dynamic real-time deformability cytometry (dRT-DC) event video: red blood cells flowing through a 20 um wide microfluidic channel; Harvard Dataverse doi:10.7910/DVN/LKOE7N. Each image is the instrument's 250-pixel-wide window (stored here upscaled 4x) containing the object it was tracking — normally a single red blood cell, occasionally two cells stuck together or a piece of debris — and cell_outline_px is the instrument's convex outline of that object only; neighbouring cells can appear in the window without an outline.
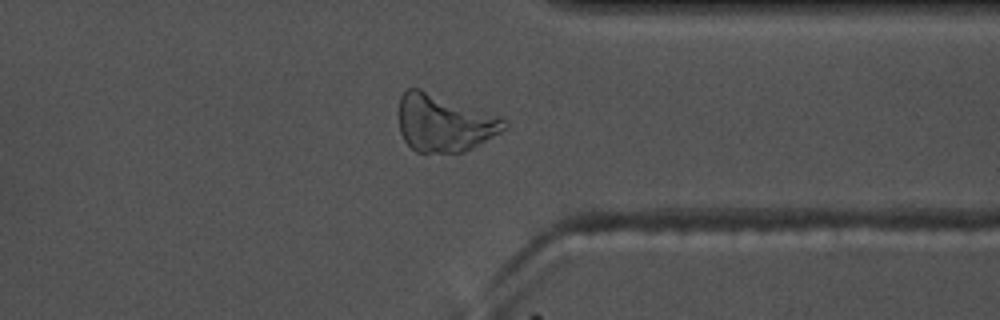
{"species": "common noctule bat (a hibernating species)", "species_latin": "Nyctalus noctula", "temperature_condition": "warm", "stored_images_in_passage": 47, "camera_frame_rate_fps": 3000, "um_per_image_px": 0.085, "animal": {"sex": "male", "body_mass_g": 17.5, "forearm_length_mm": 52.3}, "frame": {"image": 1, "passage_image": 35, "time_ms": 11.333, "image_size_px": [1000, 320], "cell_outline_px": [[508, 128], [480, 144], [464, 152], [416, 152], [404, 140], [400, 132], [400, 96], [408, 88], [420, 88], [500, 116], [508, 120]], "centroid_in_image_um": [37.79, 10.45], "position_along_channel_um": 373.6, "area_um2": 35.2}}